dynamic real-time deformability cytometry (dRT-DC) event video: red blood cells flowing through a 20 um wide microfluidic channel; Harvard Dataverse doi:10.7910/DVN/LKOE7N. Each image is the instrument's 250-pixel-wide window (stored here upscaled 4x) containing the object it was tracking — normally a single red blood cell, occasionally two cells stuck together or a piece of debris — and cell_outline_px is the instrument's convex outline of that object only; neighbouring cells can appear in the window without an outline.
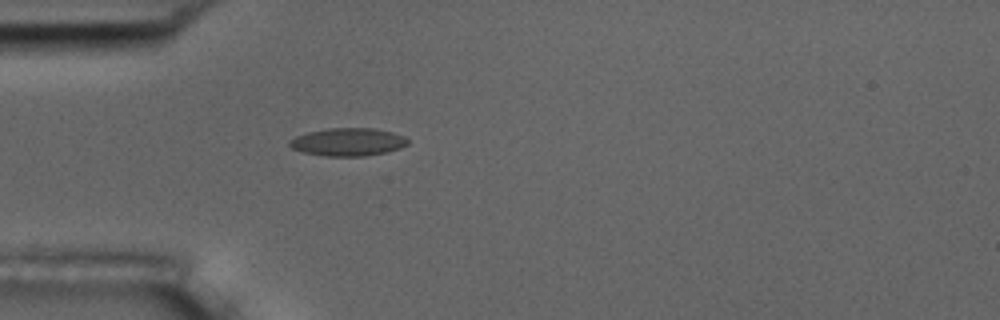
{"species": "common noctule bat (a hibernating species)", "species_latin": "Nyctalus noctula", "temperature_condition": "room temperature", "stored_images_in_passage": 1, "camera_frame_rate_fps": 3000, "um_per_image_px": 0.085, "animal": {"sex": "male", "body_mass_g": 17.5, "forearm_length_mm": 52.3}, "frame": {"image": 1, "passage_image": 1, "time_ms": 0.0, "image_size_px": [1000, 320], "cell_outline_px": [[408, 144], [400, 148], [388, 152], [364, 156], [324, 156], [304, 152], [292, 148], [288, 144], [288, 140], [296, 136], [308, 132], [328, 128], [376, 128], [392, 132], [404, 136], [408, 140]], "centroid_in_image_um": [29.58, 12.06], "position_along_channel_um": 55.4, "area_um2": 19.31}}